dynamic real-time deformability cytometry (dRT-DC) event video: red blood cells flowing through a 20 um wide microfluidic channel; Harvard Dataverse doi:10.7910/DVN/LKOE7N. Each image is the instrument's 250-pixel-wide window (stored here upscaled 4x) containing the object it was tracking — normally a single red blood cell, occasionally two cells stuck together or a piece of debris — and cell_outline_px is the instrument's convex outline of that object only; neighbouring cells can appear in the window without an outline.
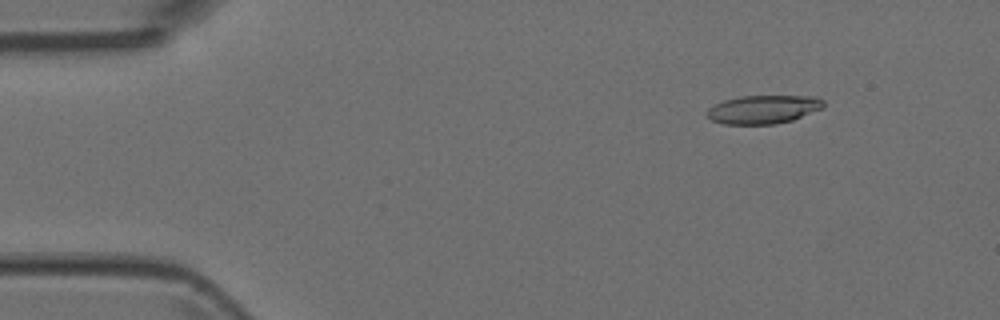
{"species": "Egyptian fruit bat (a non-hibernating species)", "species_latin": "Rousettus aegyptiacus", "temperature_condition": "room temperature", "stored_images_in_passage": 7, "camera_frame_rate_fps": 3000, "um_per_image_px": 0.085, "animal": {"sex": "female"}, "frame": {"image": 1, "passage_image": 2, "time_ms": 0.333, "image_size_px": [1000, 320], "cell_outline_px": [[824, 104], [820, 108], [792, 120], [776, 124], [724, 124], [712, 120], [704, 116], [708, 108], [724, 100], [740, 96], [816, 96], [824, 100]], "centroid_in_image_um": [64.83, 9.3], "position_along_channel_um": 20.2, "area_um2": 19.25}}
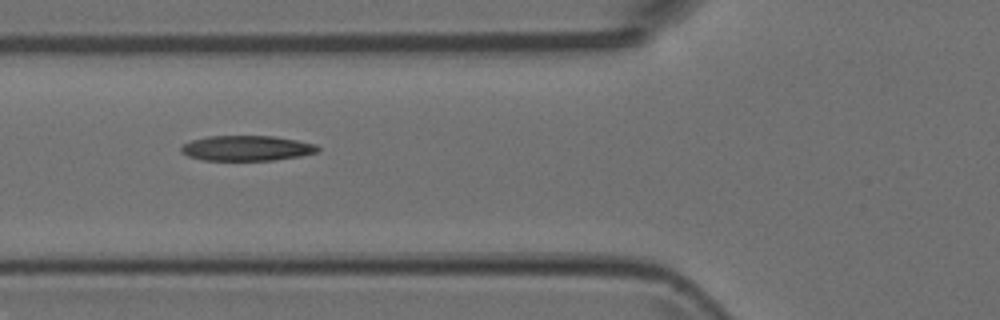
{"frame": {"image": 2, "passage_image": 6, "time_ms": 1.667, "image_size_px": [1000, 320], "cell_outline_px": [[320, 148], [316, 152], [300, 156], [272, 160], [204, 160], [188, 156], [180, 152], [180, 148], [184, 144], [192, 140], [208, 136], [272, 136], [296, 140], [316, 144]], "centroid_in_image_um": [20.95, 12.59], "position_along_channel_um": 104.8, "area_um2": 19.94}}
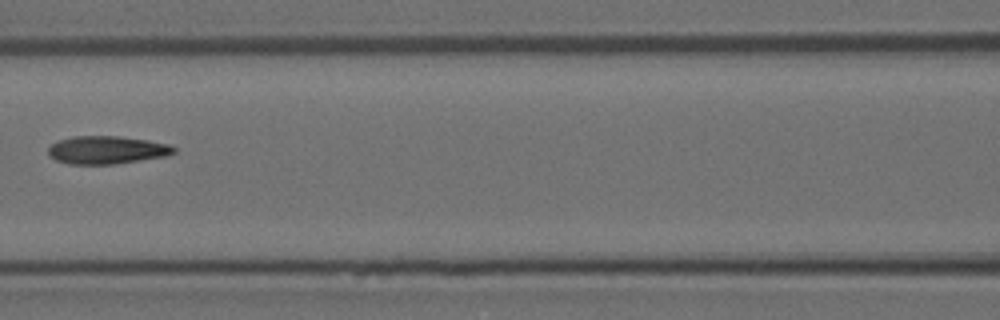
{"frame": {"image": 3, "passage_image": 7, "time_ms": 2.0, "image_size_px": [1000, 320], "cell_outline_px": [[176, 152], [168, 156], [116, 164], [68, 164], [56, 160], [48, 156], [48, 148], [52, 144], [60, 140], [72, 136], [116, 136], [148, 140], [168, 144], [176, 148]], "centroid_in_image_um": [9.09, 12.75], "position_along_channel_um": 157.5, "area_um2": 20.58}}